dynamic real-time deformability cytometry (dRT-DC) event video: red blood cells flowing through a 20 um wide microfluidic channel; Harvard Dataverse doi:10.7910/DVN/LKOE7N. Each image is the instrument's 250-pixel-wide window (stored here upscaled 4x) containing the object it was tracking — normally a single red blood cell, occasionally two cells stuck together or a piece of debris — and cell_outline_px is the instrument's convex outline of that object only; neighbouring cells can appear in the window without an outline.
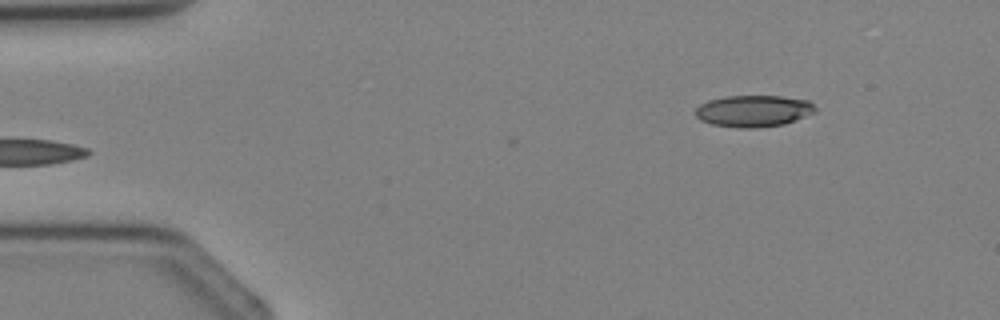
{"species": "Egyptian fruit bat (a non-hibernating species)", "species_latin": "Rousettus aegyptiacus", "temperature_condition": "cold", "stored_images_in_passage": 3, "camera_frame_rate_fps": 3000, "um_per_image_px": 0.085, "animal": {"sex": "female"}, "frame": {"image": 1, "passage_image": 3, "time_ms": 2.333, "image_size_px": [1000, 320], "cell_outline_px": [[816, 112], [784, 124], [756, 128], [736, 128], [712, 124], [700, 120], [696, 116], [696, 108], [700, 104], [708, 100], [724, 96], [780, 96], [808, 100], [816, 108]], "centroid_in_image_um": [64.03, 9.43], "position_along_channel_um": 21.0, "area_um2": 22.14}}